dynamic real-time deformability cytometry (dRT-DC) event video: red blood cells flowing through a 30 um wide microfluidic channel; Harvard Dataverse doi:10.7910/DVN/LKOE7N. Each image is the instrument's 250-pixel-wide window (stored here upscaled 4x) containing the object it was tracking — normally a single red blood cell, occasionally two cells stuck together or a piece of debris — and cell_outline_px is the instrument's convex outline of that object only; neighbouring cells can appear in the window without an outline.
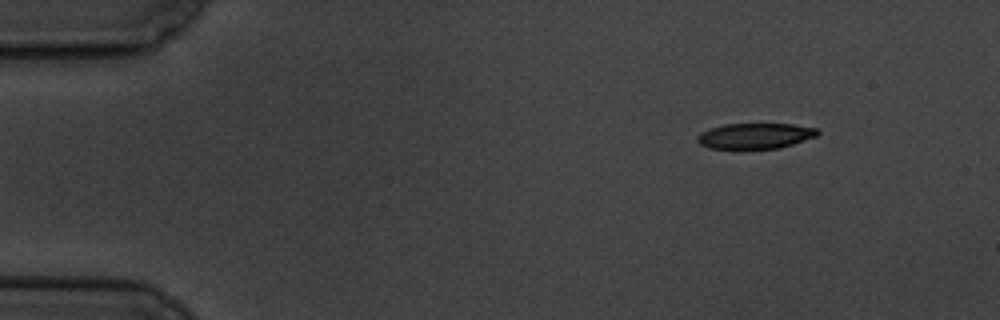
{"species": "common noctule bat (a hibernating species)", "species_latin": "Nyctalus noctula", "temperature_condition": "cold", "stored_images_in_passage": 5, "segment_of_instrument_passage": [1, 2], "camera_frame_rate_fps": 3000, "um_per_image_px": 0.085, "animal": {"sex": "male", "body_mass_g": 19.5, "forearm_length_mm": 54.6}, "frame": {"image": 1, "passage_image": 1, "time_ms": 0.0, "image_size_px": [1000, 320], "cell_outline_px": [[820, 132], [816, 136], [780, 148], [708, 148], [700, 144], [696, 140], [696, 136], [700, 132], [724, 124], [792, 124], [816, 128]], "centroid_in_image_um": [64.17, 11.54], "position_along_channel_um": 20.8, "area_um2": 17.74}}